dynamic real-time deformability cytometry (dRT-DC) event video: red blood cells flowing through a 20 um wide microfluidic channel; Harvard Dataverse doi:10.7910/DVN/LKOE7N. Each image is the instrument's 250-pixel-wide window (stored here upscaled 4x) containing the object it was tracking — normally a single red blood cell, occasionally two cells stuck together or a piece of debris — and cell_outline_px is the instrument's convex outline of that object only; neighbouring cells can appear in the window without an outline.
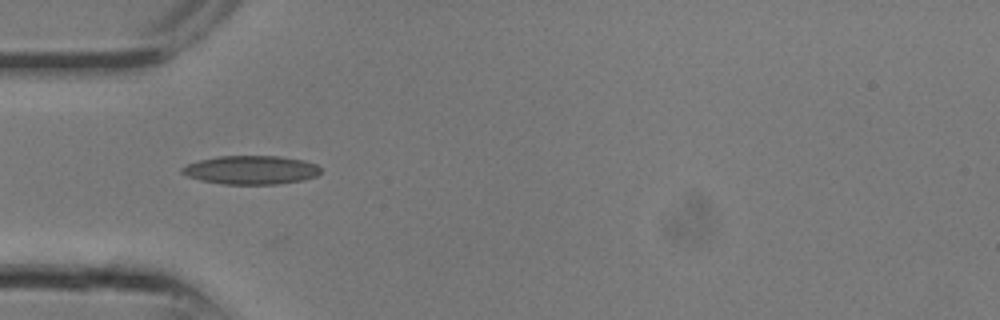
{"species": "common noctule bat (a hibernating species)", "species_latin": "Nyctalus noctula", "temperature_condition": "room temperature", "stored_images_in_passage": 7, "camera_frame_rate_fps": 3000, "um_per_image_px": 0.085, "animal": {"sex": "male", "body_mass_g": 13.3}, "frame": {"image": 1, "passage_image": 1, "time_ms": 0.0, "image_size_px": [1000, 320], "cell_outline_px": [[320, 172], [316, 176], [304, 180], [276, 184], [224, 184], [200, 180], [188, 176], [180, 172], [180, 168], [188, 164], [200, 160], [216, 156], [280, 156], [304, 160], [316, 164], [320, 168]], "centroid_in_image_um": [21.34, 14.44], "position_along_channel_um": 63.7, "area_um2": 23.18}}
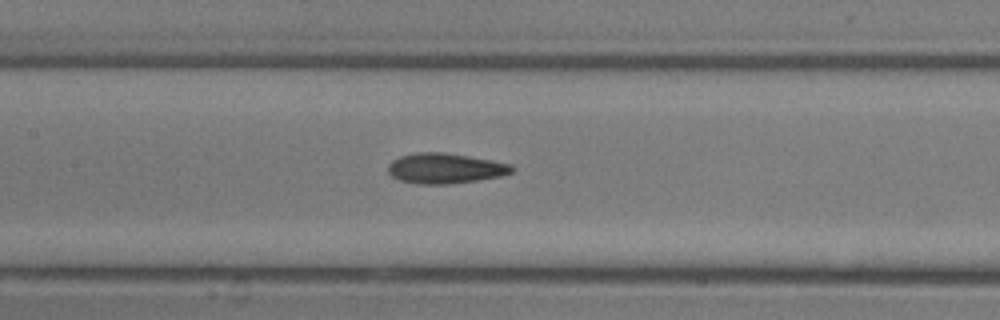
{"frame": {"image": 2, "passage_image": 5, "time_ms": 1.333, "image_size_px": [1000, 320], "cell_outline_px": [[516, 168], [512, 172], [500, 176], [476, 180], [448, 184], [416, 184], [400, 180], [392, 176], [388, 172], [388, 164], [392, 160], [400, 156], [416, 152], [444, 152], [492, 160], [512, 164]], "centroid_in_image_um": [37.83, 14.3], "position_along_channel_um": 169.6, "area_um2": 21.91}}
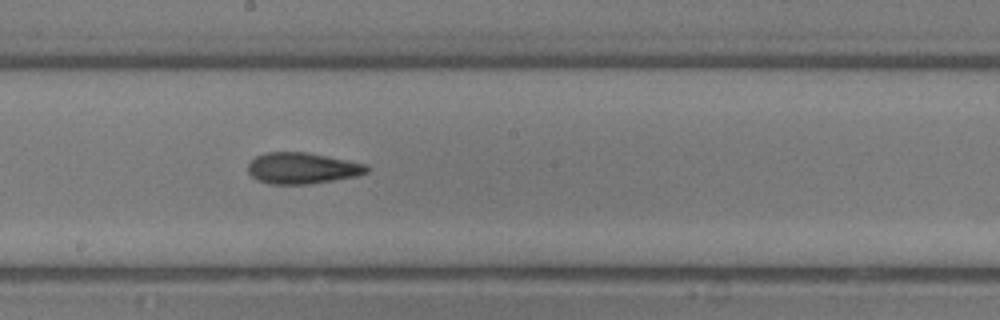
{"frame": {"image": 3, "passage_image": 7, "time_ms": 2.0, "image_size_px": [1000, 320], "cell_outline_px": [[368, 172], [360, 176], [308, 184], [268, 184], [252, 176], [248, 172], [248, 164], [256, 156], [264, 152], [304, 152], [368, 164]], "centroid_in_image_um": [25.71, 14.3], "position_along_channel_um": 222.5, "area_um2": 21.56}}